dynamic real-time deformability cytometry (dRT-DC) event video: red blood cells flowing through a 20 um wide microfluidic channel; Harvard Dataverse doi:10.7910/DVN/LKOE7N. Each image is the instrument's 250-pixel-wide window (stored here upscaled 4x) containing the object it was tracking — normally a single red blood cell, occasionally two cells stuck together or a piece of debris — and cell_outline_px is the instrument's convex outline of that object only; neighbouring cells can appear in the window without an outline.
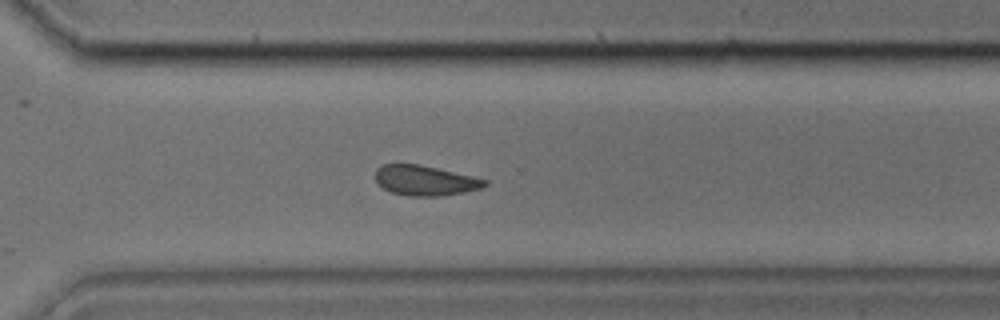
{"species": "common noctule bat (a hibernating species)", "species_latin": "Nyctalus noctula", "temperature_condition": "cold", "stored_images_in_passage": 32, "camera_frame_rate_fps": 3000, "um_per_image_px": 0.085, "animal": {"sex": "male", "body_mass_g": 17.9, "forearm_length_mm": 54.2}, "frame": {"image": 1, "passage_image": 23, "time_ms": 7.333, "image_size_px": [1000, 320], "cell_outline_px": [[488, 184], [484, 188], [444, 196], [408, 196], [392, 192], [376, 184], [376, 168], [380, 164], [420, 164], [472, 176], [488, 180]], "centroid_in_image_um": [36.14, 15.34], "position_along_channel_um": 334.5, "area_um2": 19.36}}